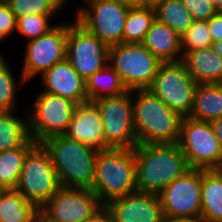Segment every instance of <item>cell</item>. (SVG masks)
Instances as JSON below:
<instances>
[{"label":"cell","mask_w":222,"mask_h":222,"mask_svg":"<svg viewBox=\"0 0 222 222\" xmlns=\"http://www.w3.org/2000/svg\"><path fill=\"white\" fill-rule=\"evenodd\" d=\"M109 46L87 32L76 21L67 24L66 59L73 69L87 79L108 64Z\"/></svg>","instance_id":"13"},{"label":"cell","mask_w":222,"mask_h":222,"mask_svg":"<svg viewBox=\"0 0 222 222\" xmlns=\"http://www.w3.org/2000/svg\"><path fill=\"white\" fill-rule=\"evenodd\" d=\"M29 222H41V213L38 212V214L32 218Z\"/></svg>","instance_id":"43"},{"label":"cell","mask_w":222,"mask_h":222,"mask_svg":"<svg viewBox=\"0 0 222 222\" xmlns=\"http://www.w3.org/2000/svg\"><path fill=\"white\" fill-rule=\"evenodd\" d=\"M158 195L165 219L201 216V169L191 168Z\"/></svg>","instance_id":"15"},{"label":"cell","mask_w":222,"mask_h":222,"mask_svg":"<svg viewBox=\"0 0 222 222\" xmlns=\"http://www.w3.org/2000/svg\"><path fill=\"white\" fill-rule=\"evenodd\" d=\"M115 1L127 5L129 7H139L144 5V0H115Z\"/></svg>","instance_id":"39"},{"label":"cell","mask_w":222,"mask_h":222,"mask_svg":"<svg viewBox=\"0 0 222 222\" xmlns=\"http://www.w3.org/2000/svg\"><path fill=\"white\" fill-rule=\"evenodd\" d=\"M16 20L25 15H55L61 11L60 0H9L7 2Z\"/></svg>","instance_id":"29"},{"label":"cell","mask_w":222,"mask_h":222,"mask_svg":"<svg viewBox=\"0 0 222 222\" xmlns=\"http://www.w3.org/2000/svg\"><path fill=\"white\" fill-rule=\"evenodd\" d=\"M165 0H144V6L156 9L160 4H162Z\"/></svg>","instance_id":"40"},{"label":"cell","mask_w":222,"mask_h":222,"mask_svg":"<svg viewBox=\"0 0 222 222\" xmlns=\"http://www.w3.org/2000/svg\"><path fill=\"white\" fill-rule=\"evenodd\" d=\"M201 216L222 222V169H201Z\"/></svg>","instance_id":"21"},{"label":"cell","mask_w":222,"mask_h":222,"mask_svg":"<svg viewBox=\"0 0 222 222\" xmlns=\"http://www.w3.org/2000/svg\"><path fill=\"white\" fill-rule=\"evenodd\" d=\"M60 1L65 5L68 0H60Z\"/></svg>","instance_id":"45"},{"label":"cell","mask_w":222,"mask_h":222,"mask_svg":"<svg viewBox=\"0 0 222 222\" xmlns=\"http://www.w3.org/2000/svg\"><path fill=\"white\" fill-rule=\"evenodd\" d=\"M197 82L182 61L161 63L148 88L182 118L192 109Z\"/></svg>","instance_id":"9"},{"label":"cell","mask_w":222,"mask_h":222,"mask_svg":"<svg viewBox=\"0 0 222 222\" xmlns=\"http://www.w3.org/2000/svg\"><path fill=\"white\" fill-rule=\"evenodd\" d=\"M26 43L20 77L23 85L66 58L67 23L57 24L48 33Z\"/></svg>","instance_id":"12"},{"label":"cell","mask_w":222,"mask_h":222,"mask_svg":"<svg viewBox=\"0 0 222 222\" xmlns=\"http://www.w3.org/2000/svg\"><path fill=\"white\" fill-rule=\"evenodd\" d=\"M165 222H206L202 216L166 219Z\"/></svg>","instance_id":"38"},{"label":"cell","mask_w":222,"mask_h":222,"mask_svg":"<svg viewBox=\"0 0 222 222\" xmlns=\"http://www.w3.org/2000/svg\"><path fill=\"white\" fill-rule=\"evenodd\" d=\"M222 116V83L197 84L192 109L188 117L212 121Z\"/></svg>","instance_id":"22"},{"label":"cell","mask_w":222,"mask_h":222,"mask_svg":"<svg viewBox=\"0 0 222 222\" xmlns=\"http://www.w3.org/2000/svg\"><path fill=\"white\" fill-rule=\"evenodd\" d=\"M64 135L97 151L110 148L104 139L100 110L91 101L80 103L75 107Z\"/></svg>","instance_id":"17"},{"label":"cell","mask_w":222,"mask_h":222,"mask_svg":"<svg viewBox=\"0 0 222 222\" xmlns=\"http://www.w3.org/2000/svg\"><path fill=\"white\" fill-rule=\"evenodd\" d=\"M210 48L217 53L219 56L222 57V40L220 41H216V42H212Z\"/></svg>","instance_id":"41"},{"label":"cell","mask_w":222,"mask_h":222,"mask_svg":"<svg viewBox=\"0 0 222 222\" xmlns=\"http://www.w3.org/2000/svg\"><path fill=\"white\" fill-rule=\"evenodd\" d=\"M155 20V9L144 5L130 7L126 16L123 43H143L146 33Z\"/></svg>","instance_id":"27"},{"label":"cell","mask_w":222,"mask_h":222,"mask_svg":"<svg viewBox=\"0 0 222 222\" xmlns=\"http://www.w3.org/2000/svg\"><path fill=\"white\" fill-rule=\"evenodd\" d=\"M193 21H208L215 13L214 0H181Z\"/></svg>","instance_id":"33"},{"label":"cell","mask_w":222,"mask_h":222,"mask_svg":"<svg viewBox=\"0 0 222 222\" xmlns=\"http://www.w3.org/2000/svg\"><path fill=\"white\" fill-rule=\"evenodd\" d=\"M93 102L101 113L106 144L112 148H135L138 143L134 130L133 91Z\"/></svg>","instance_id":"11"},{"label":"cell","mask_w":222,"mask_h":222,"mask_svg":"<svg viewBox=\"0 0 222 222\" xmlns=\"http://www.w3.org/2000/svg\"><path fill=\"white\" fill-rule=\"evenodd\" d=\"M210 124L212 126L214 135L216 136L222 147V116L210 121Z\"/></svg>","instance_id":"37"},{"label":"cell","mask_w":222,"mask_h":222,"mask_svg":"<svg viewBox=\"0 0 222 222\" xmlns=\"http://www.w3.org/2000/svg\"><path fill=\"white\" fill-rule=\"evenodd\" d=\"M14 115V111H0V152L21 147L29 138L28 114Z\"/></svg>","instance_id":"26"},{"label":"cell","mask_w":222,"mask_h":222,"mask_svg":"<svg viewBox=\"0 0 222 222\" xmlns=\"http://www.w3.org/2000/svg\"><path fill=\"white\" fill-rule=\"evenodd\" d=\"M16 31V18L7 2L0 3V41Z\"/></svg>","instance_id":"34"},{"label":"cell","mask_w":222,"mask_h":222,"mask_svg":"<svg viewBox=\"0 0 222 222\" xmlns=\"http://www.w3.org/2000/svg\"><path fill=\"white\" fill-rule=\"evenodd\" d=\"M208 26L212 42L222 40V12H216L208 20Z\"/></svg>","instance_id":"35"},{"label":"cell","mask_w":222,"mask_h":222,"mask_svg":"<svg viewBox=\"0 0 222 222\" xmlns=\"http://www.w3.org/2000/svg\"><path fill=\"white\" fill-rule=\"evenodd\" d=\"M43 92L70 99L77 105L89 101L83 79L65 58L41 75Z\"/></svg>","instance_id":"18"},{"label":"cell","mask_w":222,"mask_h":222,"mask_svg":"<svg viewBox=\"0 0 222 222\" xmlns=\"http://www.w3.org/2000/svg\"><path fill=\"white\" fill-rule=\"evenodd\" d=\"M76 9V22L108 46L123 43L129 6L115 0H84Z\"/></svg>","instance_id":"8"},{"label":"cell","mask_w":222,"mask_h":222,"mask_svg":"<svg viewBox=\"0 0 222 222\" xmlns=\"http://www.w3.org/2000/svg\"><path fill=\"white\" fill-rule=\"evenodd\" d=\"M76 106L70 99L39 92L28 115L30 137L36 143H41L52 136L65 134Z\"/></svg>","instance_id":"10"},{"label":"cell","mask_w":222,"mask_h":222,"mask_svg":"<svg viewBox=\"0 0 222 222\" xmlns=\"http://www.w3.org/2000/svg\"><path fill=\"white\" fill-rule=\"evenodd\" d=\"M36 144L30 137L21 147L0 152V189H16L25 157Z\"/></svg>","instance_id":"23"},{"label":"cell","mask_w":222,"mask_h":222,"mask_svg":"<svg viewBox=\"0 0 222 222\" xmlns=\"http://www.w3.org/2000/svg\"><path fill=\"white\" fill-rule=\"evenodd\" d=\"M54 15H25L16 20V31L26 38L27 42L48 33L56 25L50 20Z\"/></svg>","instance_id":"30"},{"label":"cell","mask_w":222,"mask_h":222,"mask_svg":"<svg viewBox=\"0 0 222 222\" xmlns=\"http://www.w3.org/2000/svg\"><path fill=\"white\" fill-rule=\"evenodd\" d=\"M142 44L162 63L182 60L181 37L157 19L152 23Z\"/></svg>","instance_id":"20"},{"label":"cell","mask_w":222,"mask_h":222,"mask_svg":"<svg viewBox=\"0 0 222 222\" xmlns=\"http://www.w3.org/2000/svg\"><path fill=\"white\" fill-rule=\"evenodd\" d=\"M161 63L142 43L109 46L108 64L128 91L148 89Z\"/></svg>","instance_id":"5"},{"label":"cell","mask_w":222,"mask_h":222,"mask_svg":"<svg viewBox=\"0 0 222 222\" xmlns=\"http://www.w3.org/2000/svg\"><path fill=\"white\" fill-rule=\"evenodd\" d=\"M181 61L197 84L222 83V57L210 47L187 51Z\"/></svg>","instance_id":"19"},{"label":"cell","mask_w":222,"mask_h":222,"mask_svg":"<svg viewBox=\"0 0 222 222\" xmlns=\"http://www.w3.org/2000/svg\"><path fill=\"white\" fill-rule=\"evenodd\" d=\"M137 191L159 194L191 168L178 144H137Z\"/></svg>","instance_id":"1"},{"label":"cell","mask_w":222,"mask_h":222,"mask_svg":"<svg viewBox=\"0 0 222 222\" xmlns=\"http://www.w3.org/2000/svg\"><path fill=\"white\" fill-rule=\"evenodd\" d=\"M180 37L183 54L190 50L210 47L212 44L208 21H193Z\"/></svg>","instance_id":"32"},{"label":"cell","mask_w":222,"mask_h":222,"mask_svg":"<svg viewBox=\"0 0 222 222\" xmlns=\"http://www.w3.org/2000/svg\"><path fill=\"white\" fill-rule=\"evenodd\" d=\"M177 144L190 168L222 169V147L209 121L182 118Z\"/></svg>","instance_id":"7"},{"label":"cell","mask_w":222,"mask_h":222,"mask_svg":"<svg viewBox=\"0 0 222 222\" xmlns=\"http://www.w3.org/2000/svg\"><path fill=\"white\" fill-rule=\"evenodd\" d=\"M134 130L138 144H177L182 117L149 89L133 90Z\"/></svg>","instance_id":"2"},{"label":"cell","mask_w":222,"mask_h":222,"mask_svg":"<svg viewBox=\"0 0 222 222\" xmlns=\"http://www.w3.org/2000/svg\"><path fill=\"white\" fill-rule=\"evenodd\" d=\"M41 144L50 155L60 186L92 189L96 149L64 134L47 138Z\"/></svg>","instance_id":"3"},{"label":"cell","mask_w":222,"mask_h":222,"mask_svg":"<svg viewBox=\"0 0 222 222\" xmlns=\"http://www.w3.org/2000/svg\"><path fill=\"white\" fill-rule=\"evenodd\" d=\"M9 64L0 60V111H15L17 108V83Z\"/></svg>","instance_id":"31"},{"label":"cell","mask_w":222,"mask_h":222,"mask_svg":"<svg viewBox=\"0 0 222 222\" xmlns=\"http://www.w3.org/2000/svg\"><path fill=\"white\" fill-rule=\"evenodd\" d=\"M105 205L108 201L137 191L134 148H107L97 152L91 189Z\"/></svg>","instance_id":"4"},{"label":"cell","mask_w":222,"mask_h":222,"mask_svg":"<svg viewBox=\"0 0 222 222\" xmlns=\"http://www.w3.org/2000/svg\"><path fill=\"white\" fill-rule=\"evenodd\" d=\"M114 222H165L158 194L136 191L108 201Z\"/></svg>","instance_id":"16"},{"label":"cell","mask_w":222,"mask_h":222,"mask_svg":"<svg viewBox=\"0 0 222 222\" xmlns=\"http://www.w3.org/2000/svg\"><path fill=\"white\" fill-rule=\"evenodd\" d=\"M41 222H51V221L47 220V219L41 214Z\"/></svg>","instance_id":"44"},{"label":"cell","mask_w":222,"mask_h":222,"mask_svg":"<svg viewBox=\"0 0 222 222\" xmlns=\"http://www.w3.org/2000/svg\"><path fill=\"white\" fill-rule=\"evenodd\" d=\"M87 222H114L111 212L102 205Z\"/></svg>","instance_id":"36"},{"label":"cell","mask_w":222,"mask_h":222,"mask_svg":"<svg viewBox=\"0 0 222 222\" xmlns=\"http://www.w3.org/2000/svg\"><path fill=\"white\" fill-rule=\"evenodd\" d=\"M102 205L91 189L61 186L39 212L51 222H87Z\"/></svg>","instance_id":"14"},{"label":"cell","mask_w":222,"mask_h":222,"mask_svg":"<svg viewBox=\"0 0 222 222\" xmlns=\"http://www.w3.org/2000/svg\"><path fill=\"white\" fill-rule=\"evenodd\" d=\"M48 151L37 143L26 155L16 187L28 202L40 209L60 188Z\"/></svg>","instance_id":"6"},{"label":"cell","mask_w":222,"mask_h":222,"mask_svg":"<svg viewBox=\"0 0 222 222\" xmlns=\"http://www.w3.org/2000/svg\"><path fill=\"white\" fill-rule=\"evenodd\" d=\"M214 9L216 12H222V0H214Z\"/></svg>","instance_id":"42"},{"label":"cell","mask_w":222,"mask_h":222,"mask_svg":"<svg viewBox=\"0 0 222 222\" xmlns=\"http://www.w3.org/2000/svg\"><path fill=\"white\" fill-rule=\"evenodd\" d=\"M38 212L16 189H0V222H29Z\"/></svg>","instance_id":"25"},{"label":"cell","mask_w":222,"mask_h":222,"mask_svg":"<svg viewBox=\"0 0 222 222\" xmlns=\"http://www.w3.org/2000/svg\"><path fill=\"white\" fill-rule=\"evenodd\" d=\"M156 19L182 36L191 26L193 19L181 0H165L156 9Z\"/></svg>","instance_id":"28"},{"label":"cell","mask_w":222,"mask_h":222,"mask_svg":"<svg viewBox=\"0 0 222 222\" xmlns=\"http://www.w3.org/2000/svg\"><path fill=\"white\" fill-rule=\"evenodd\" d=\"M88 100L116 97L128 91L119 74L107 64L101 71L95 72L85 80Z\"/></svg>","instance_id":"24"}]
</instances>
